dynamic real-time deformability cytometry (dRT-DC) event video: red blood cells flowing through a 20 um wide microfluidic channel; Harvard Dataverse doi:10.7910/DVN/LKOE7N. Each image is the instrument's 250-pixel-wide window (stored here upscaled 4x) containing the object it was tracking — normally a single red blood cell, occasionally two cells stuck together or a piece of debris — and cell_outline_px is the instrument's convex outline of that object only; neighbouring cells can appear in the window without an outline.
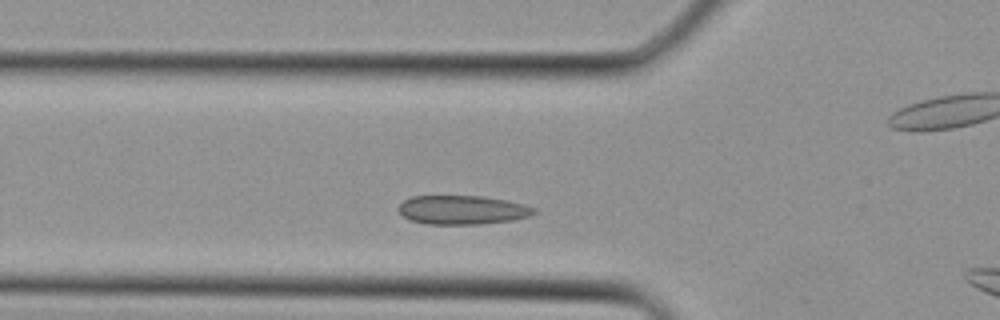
{"species": "Egyptian fruit bat (a non-hibernating species)", "species_latin": "Rousettus aegyptiacus", "temperature_condition": "cold", "stored_images_in_passage": 14, "camera_frame_rate_fps": 3000, "um_per_image_px": 0.085, "animal": {"sex": "female"}, "frame": {"image": 1, "passage_image": 4, "time_ms": 1.0, "image_size_px": [1000, 320], "cell_outline_px": [[536, 212], [532, 216], [512, 220], [480, 224], [428, 224], [412, 220], [404, 216], [396, 208], [404, 200], [412, 196], [484, 196], [524, 204], [536, 208]], "centroid_in_image_um": [39.32, 17.84], "position_along_channel_um": 86.5, "area_um2": 22.83}}
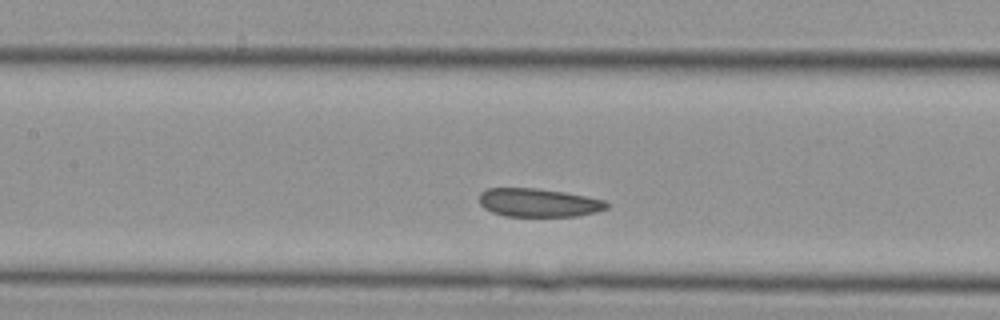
{"frame": {"image": 2, "passage_image": 8, "time_ms": 2.333, "image_size_px": [1000, 320], "cell_outline_px": [[608, 208], [596, 212], [576, 216], [504, 216], [492, 212], [484, 208], [480, 204], [480, 192], [488, 188], [536, 188], [564, 192], [604, 200], [608, 204]], "centroid_in_image_um": [45.75, 17.23], "position_along_channel_um": 161.6, "area_um2": 21.04}}
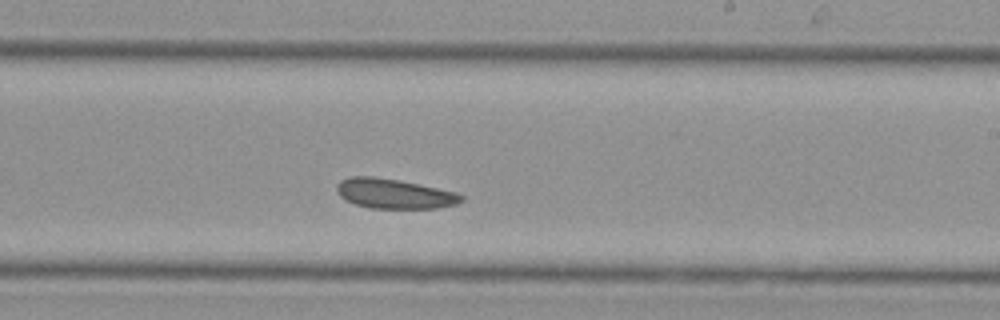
{"frame": {"image": 3, "passage_image": 13, "time_ms": 4.0, "image_size_px": [1000, 320], "cell_outline_px": [[464, 200], [456, 204], [436, 208], [372, 208], [356, 204], [344, 200], [336, 192], [336, 184], [340, 180], [352, 176], [372, 176], [400, 180], [456, 192], [464, 196]], "centroid_in_image_um": [33.48, 16.46], "position_along_channel_um": 255.5, "area_um2": 21.68}}